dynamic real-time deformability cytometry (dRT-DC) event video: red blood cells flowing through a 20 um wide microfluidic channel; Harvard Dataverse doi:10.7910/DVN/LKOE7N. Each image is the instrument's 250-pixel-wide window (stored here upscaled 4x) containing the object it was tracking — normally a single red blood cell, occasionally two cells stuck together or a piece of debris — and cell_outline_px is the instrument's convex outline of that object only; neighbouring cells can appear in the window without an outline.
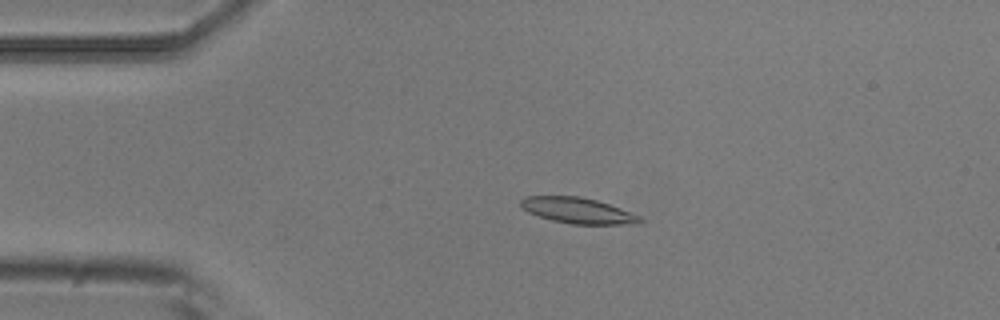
{"species": "common noctule bat (a hibernating species)", "species_latin": "Nyctalus noctula", "temperature_condition": "room temperature", "stored_images_in_passage": 54, "camera_frame_rate_fps": 3000, "um_per_image_px": 0.085, "animal": {"sex": "male", "body_mass_g": 20.5, "forearm_length_mm": 52.5}, "frame": {"image": 1, "passage_image": 12, "time_ms": 3.667, "image_size_px": [1000, 320], "cell_outline_px": [[644, 220], [640, 224], [572, 224], [552, 220], [528, 212], [520, 204], [520, 200], [524, 196], [580, 196], [596, 200], [620, 208], [640, 216]], "centroid_in_image_um": [49.13, 17.89], "position_along_channel_um": 35.9, "area_um2": 17.8}}
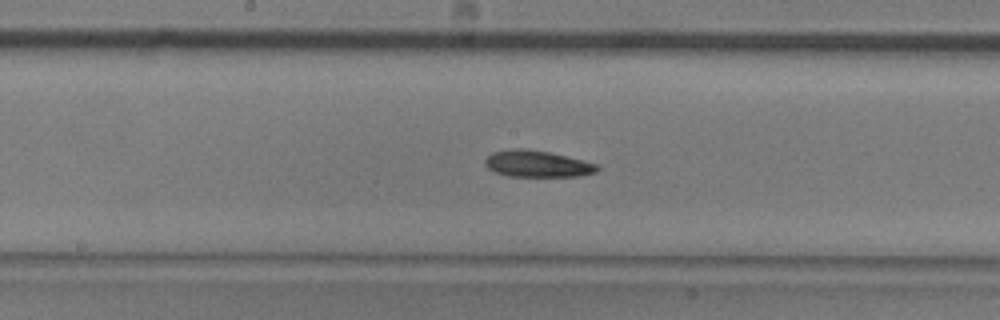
{"frame": {"image": 2, "passage_image": 28, "time_ms": 9.0, "image_size_px": [1000, 320], "cell_outline_px": [[600, 168], [596, 172], [580, 176], [508, 176], [496, 172], [488, 168], [484, 164], [484, 160], [492, 152], [516, 148], [524, 148], [548, 152], [596, 164]], "centroid_in_image_um": [45.63, 13.93], "position_along_channel_um": 202.6, "area_um2": 17.11}}
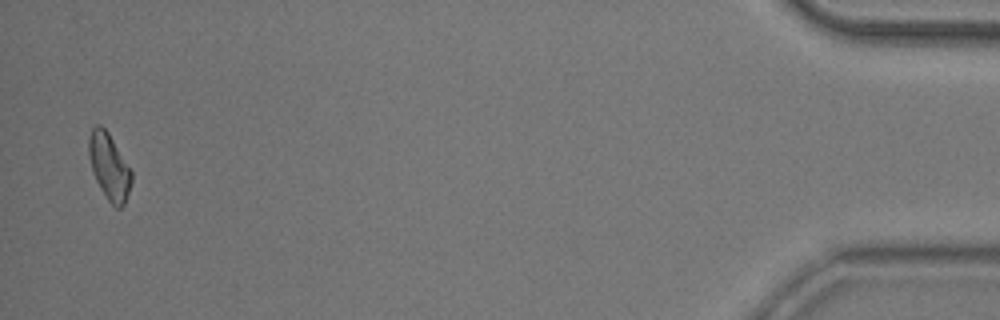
{"frame": {"image": 3, "passage_image": 53, "time_ms": 17.333, "image_size_px": [1000, 320], "cell_outline_px": [[132, 180], [124, 204], [120, 208], [116, 208], [108, 200], [100, 188], [92, 172], [88, 156], [88, 140], [92, 128], [96, 124], [100, 124], [108, 132], [132, 172]], "centroid_in_image_um": [9.25, 14.15], "position_along_channel_um": 425.9, "area_um2": 16.36}, "authors_computed_cell_mechanics": {"area_um2": 17.2822, "velocity_mm_per_s": 3.7543, "shape_relaxation_time_tau1_ms": 4.7941, "shape_relaxation_time_tau2_ms": null, "deformation_change_tau1": 0.1193, "deformation_change_tau2": null}}